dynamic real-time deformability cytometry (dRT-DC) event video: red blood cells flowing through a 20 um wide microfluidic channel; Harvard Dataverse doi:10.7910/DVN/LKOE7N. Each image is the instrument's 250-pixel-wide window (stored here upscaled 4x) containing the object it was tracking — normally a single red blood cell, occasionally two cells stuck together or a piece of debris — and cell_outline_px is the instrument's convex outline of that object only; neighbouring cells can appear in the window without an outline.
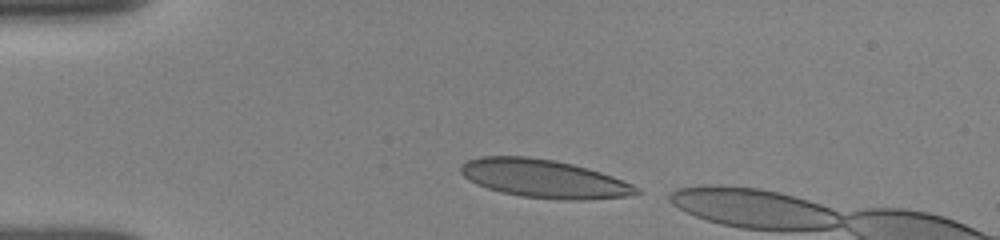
{"species": "human", "species_latin": "Homo sapiens", "temperature_condition": "room temperature", "stored_images_in_passage": 3, "camera_frame_rate_fps": 3000, "um_per_image_px": 0.085, "donor": {"sex": "female"}, "frame": {"image": 1, "passage_image": 1, "time_ms": 0.0, "image_size_px": [1000, 240], "cell_outline_px": [[640, 192], [624, 196], [584, 200], [564, 200], [520, 196], [500, 192], [476, 184], [468, 180], [460, 172], [460, 164], [468, 160], [480, 156], [528, 156], [556, 160], [588, 168], [612, 176], [632, 184], [640, 188]], "centroid_in_image_um": [46.19, 15.18], "position_along_channel_um": 38.8, "area_um2": 39.19}}